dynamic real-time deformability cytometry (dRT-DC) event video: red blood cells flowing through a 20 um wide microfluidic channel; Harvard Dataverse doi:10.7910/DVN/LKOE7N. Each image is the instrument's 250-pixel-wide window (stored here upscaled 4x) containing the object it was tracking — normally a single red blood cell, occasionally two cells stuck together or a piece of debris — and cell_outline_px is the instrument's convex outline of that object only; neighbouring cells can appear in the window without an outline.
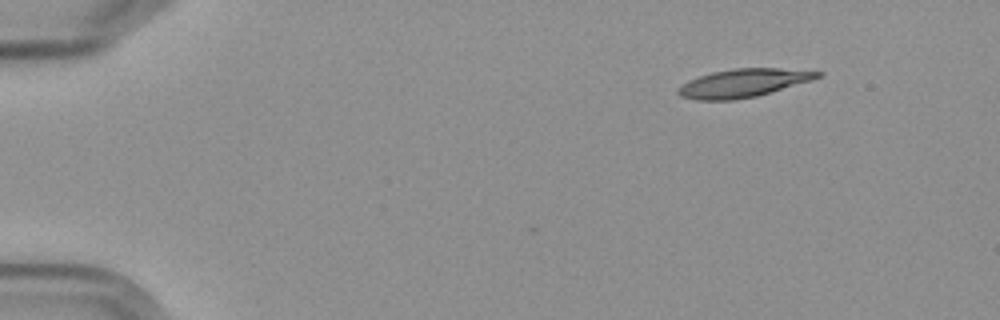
{"species": "Egyptian fruit bat (a non-hibernating species)", "species_latin": "Rousettus aegyptiacus", "temperature_condition": "cold", "stored_images_in_passage": 9, "camera_frame_rate_fps": 3000, "um_per_image_px": 0.085, "frame": {"image": 1, "passage_image": 1, "time_ms": 0.0, "image_size_px": [1000, 320], "cell_outline_px": [[824, 72], [820, 76], [812, 80], [756, 96], [732, 100], [696, 100], [680, 96], [676, 92], [688, 80], [712, 72], [732, 68], [780, 68]], "centroid_in_image_um": [63.17, 7.05], "position_along_channel_um": 21.8, "area_um2": 22.72}}
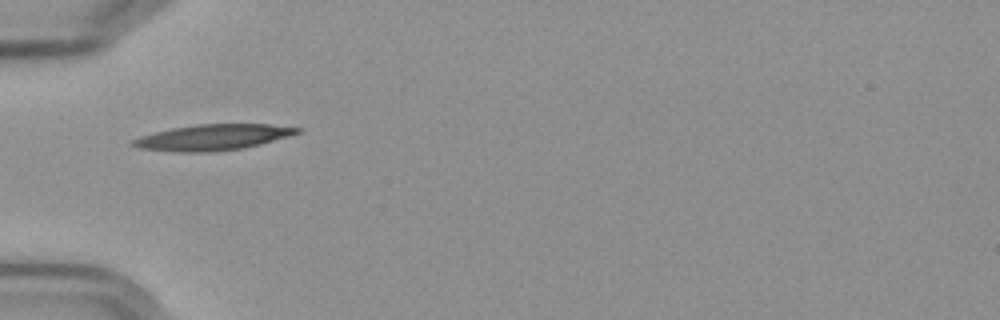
{"frame": {"image": 2, "passage_image": 4, "time_ms": 4.0, "image_size_px": [1000, 320], "cell_outline_px": [[304, 128], [300, 132], [288, 136], [260, 144], [240, 148], [212, 152], [180, 152], [140, 148], [128, 144], [132, 140], [140, 136], [172, 128], [196, 124], [268, 124]], "centroid_in_image_um": [18.08, 11.66], "position_along_channel_um": 66.9, "area_um2": 24.57}}